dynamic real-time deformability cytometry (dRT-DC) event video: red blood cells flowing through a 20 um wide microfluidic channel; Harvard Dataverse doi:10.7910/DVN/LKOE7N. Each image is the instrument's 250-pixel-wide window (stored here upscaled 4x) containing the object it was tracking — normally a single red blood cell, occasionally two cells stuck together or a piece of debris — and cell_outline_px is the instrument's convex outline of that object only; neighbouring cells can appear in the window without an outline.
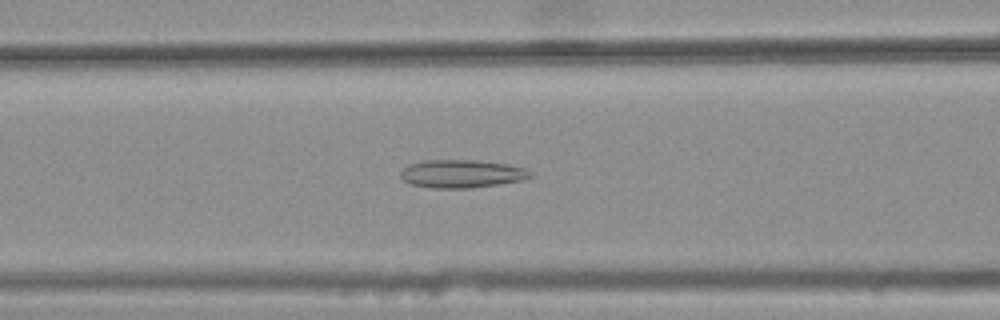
{"species": "common noctule bat (a hibernating species)", "species_latin": "Nyctalus noctula", "temperature_condition": "warm", "stored_images_in_passage": 46, "camera_frame_rate_fps": 3000, "um_per_image_px": 0.085, "animal": {"sex": "female", "body_mass_g": 25.1}, "frame": {"image": 1, "passage_image": 21, "time_ms": 6.667, "image_size_px": [1000, 320], "cell_outline_px": [[532, 176], [524, 180], [468, 188], [432, 188], [412, 184], [404, 180], [400, 176], [400, 172], [408, 164], [424, 160], [472, 160], [504, 164], [524, 168], [532, 172]], "centroid_in_image_um": [39.22, 14.77], "position_along_channel_um": 127.4, "area_um2": 20.98}}
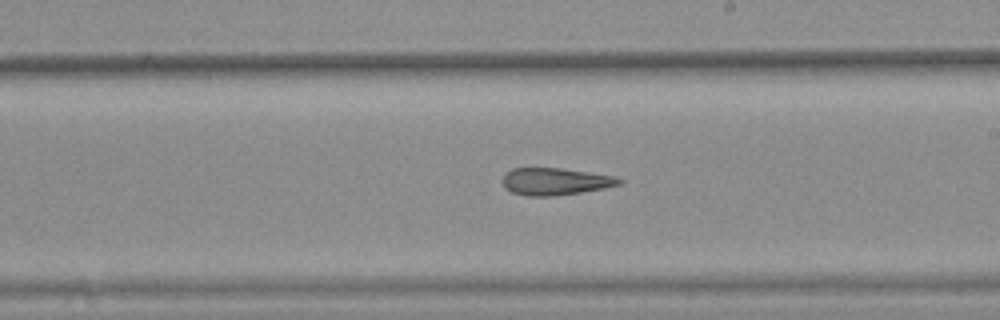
{"frame": {"image": 2, "passage_image": 30, "time_ms": 9.667, "image_size_px": [1000, 320], "cell_outline_px": [[624, 180], [620, 184], [604, 188], [580, 192], [552, 196], [528, 196], [512, 192], [504, 188], [504, 172], [512, 168], [560, 168], [616, 176]], "centroid_in_image_um": [47.19, 15.42], "position_along_channel_um": 241.8, "area_um2": 18.38}}
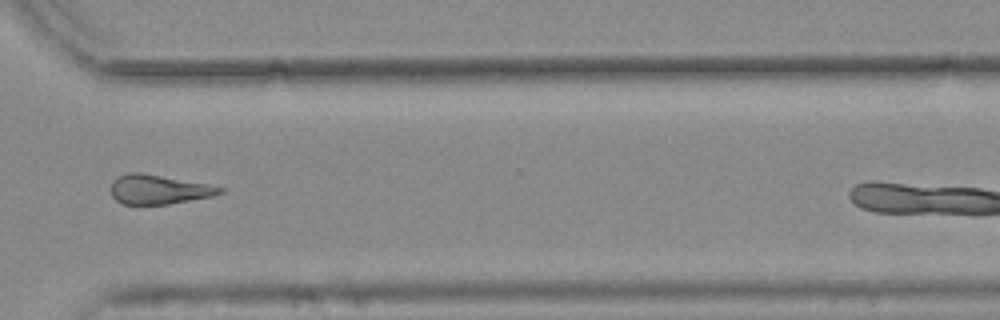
{"frame": {"image": 3, "passage_image": 39, "time_ms": 12.667, "image_size_px": [1000, 320], "cell_outline_px": [[224, 192], [212, 196], [168, 204], [120, 204], [112, 196], [112, 184], [120, 176], [128, 172], [140, 172], [208, 184], [224, 188]], "centroid_in_image_um": [13.5, 16.11], "position_along_channel_um": 357.1, "area_um2": 18.38}, "authors_computed_cell_mechanics": {"area_um2": 19.9699, "velocity_mm_per_s": 3.8263, "shape_relaxation_time_tau1_ms": null, "shape_relaxation_time_tau2_ms": 5.0022, "deformation_change_tau1": null, "deformation_change_tau2": 0.1897}}